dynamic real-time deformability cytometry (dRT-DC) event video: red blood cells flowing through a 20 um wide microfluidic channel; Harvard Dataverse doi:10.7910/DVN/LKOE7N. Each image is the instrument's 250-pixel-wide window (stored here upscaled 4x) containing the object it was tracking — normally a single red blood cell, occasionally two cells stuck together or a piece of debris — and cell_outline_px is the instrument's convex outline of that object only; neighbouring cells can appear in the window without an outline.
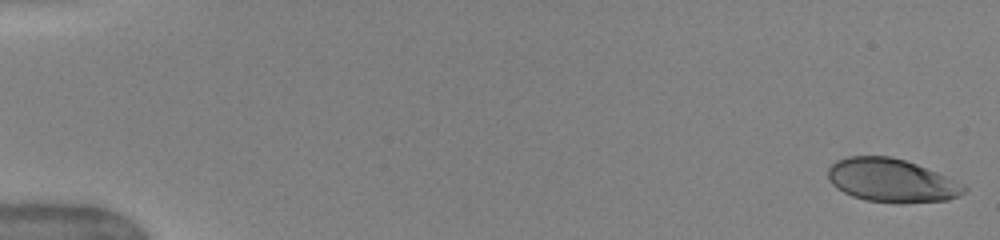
{"species": "human", "species_latin": "Homo sapiens", "temperature_condition": "warm", "stored_images_in_passage": 50, "camera_frame_rate_fps": 3000, "um_per_image_px": 0.085, "donor": {"sex": "female"}, "frame": {"image": 1, "passage_image": 1, "time_ms": 0.0, "image_size_px": [1000, 240], "cell_outline_px": [[968, 188], [960, 196], [948, 200], [904, 204], [900, 204], [864, 200], [852, 196], [836, 188], [828, 180], [828, 168], [836, 160], [848, 156], [892, 156], [916, 164], [936, 172]], "centroid_in_image_um": [75.74, 15.35], "position_along_channel_um": 9.3, "area_um2": 34.51}}
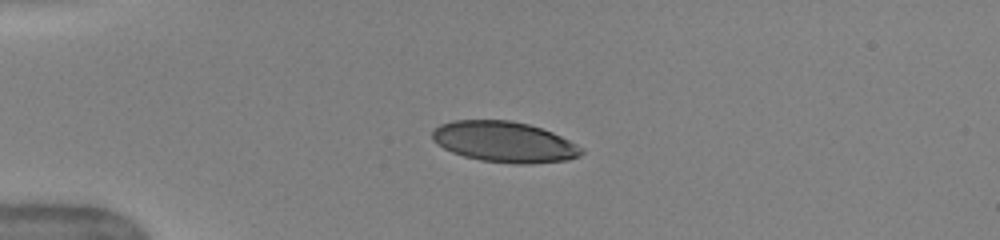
{"frame": {"image": 2, "passage_image": 13, "time_ms": 4.0, "image_size_px": [1000, 240], "cell_outline_px": [[584, 152], [580, 156], [568, 160], [528, 164], [512, 164], [480, 160], [464, 156], [452, 152], [436, 144], [432, 140], [432, 132], [440, 124], [452, 120], [512, 120], [528, 124], [552, 132], [584, 148]], "centroid_in_image_um": [42.86, 12.06], "position_along_channel_um": 42.1, "area_um2": 35.55}}
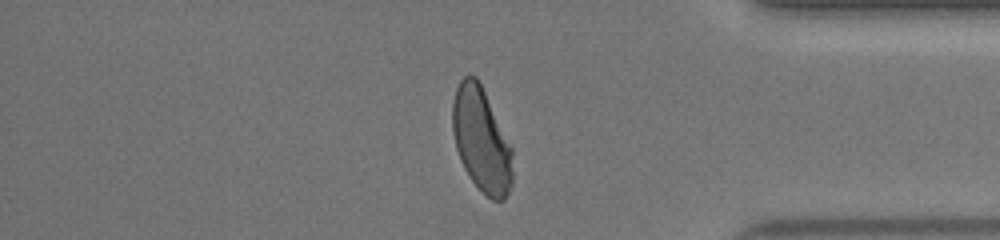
{"frame": {"image": 3, "passage_image": 43, "time_ms": 14.0, "image_size_px": [1000, 240], "cell_outline_px": [[512, 184], [504, 200], [492, 200], [468, 176], [460, 160], [456, 148], [452, 128], [452, 100], [456, 88], [460, 80], [464, 76], [476, 76], [512, 144]], "centroid_in_image_um": [40.92, 11.87], "position_along_channel_um": 394.3, "area_um2": 36.59}, "authors_computed_cell_mechanics": {"area_um2": 37.281, "velocity_mm_per_s": 4.0474, "shape_relaxation_time_tau1_ms": 3.4378, "shape_relaxation_time_tau2_ms": null, "deformation_change_tau1": 0.1538, "deformation_change_tau2": null}}